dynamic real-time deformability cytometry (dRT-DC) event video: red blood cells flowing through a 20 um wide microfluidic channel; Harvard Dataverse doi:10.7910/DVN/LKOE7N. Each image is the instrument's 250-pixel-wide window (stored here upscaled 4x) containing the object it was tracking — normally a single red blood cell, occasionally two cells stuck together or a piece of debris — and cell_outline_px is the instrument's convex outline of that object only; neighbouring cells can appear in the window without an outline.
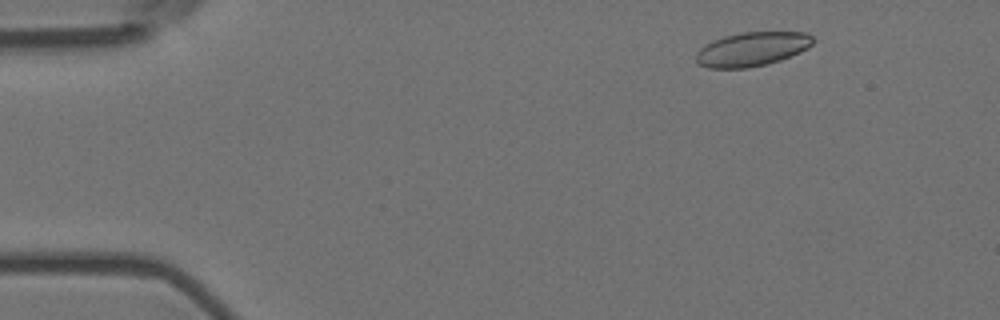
{"species": "Egyptian fruit bat (a non-hibernating species)", "species_latin": "Rousettus aegyptiacus", "temperature_condition": "room temperature", "stored_images_in_passage": 5, "camera_frame_rate_fps": 3000, "um_per_image_px": 0.085, "animal": {"sex": "female"}, "frame": {"image": 1, "passage_image": 2, "time_ms": 0.333, "image_size_px": [1000, 320], "cell_outline_px": [[816, 40], [808, 48], [800, 52], [780, 60], [768, 64], [748, 68], [708, 68], [700, 64], [696, 60], [696, 52], [700, 48], [724, 36], [740, 32], [804, 32], [812, 36]], "centroid_in_image_um": [63.95, 4.17], "position_along_channel_um": 21.0, "area_um2": 23.18}}
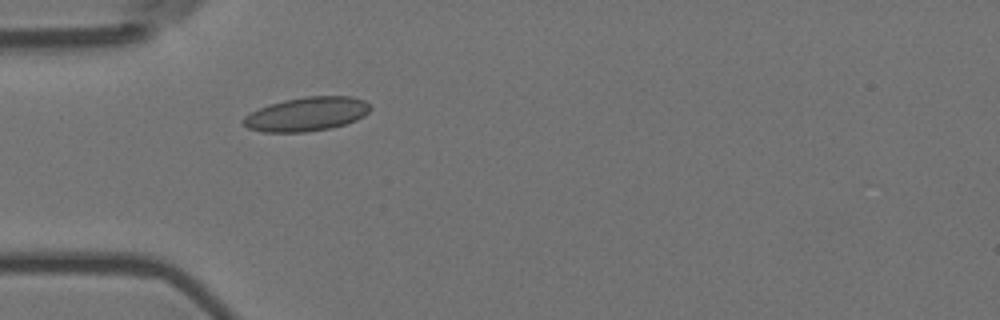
{"frame": {"image": 2, "passage_image": 5, "time_ms": 1.333, "image_size_px": [1000, 320], "cell_outline_px": [[372, 108], [364, 116], [356, 120], [344, 124], [328, 128], [304, 132], [264, 132], [248, 128], [240, 120], [244, 116], [268, 104], [284, 100], [304, 96], [352, 96], [364, 100]], "centroid_in_image_um": [26.06, 9.69], "position_along_channel_um": 58.9, "area_um2": 25.09}}